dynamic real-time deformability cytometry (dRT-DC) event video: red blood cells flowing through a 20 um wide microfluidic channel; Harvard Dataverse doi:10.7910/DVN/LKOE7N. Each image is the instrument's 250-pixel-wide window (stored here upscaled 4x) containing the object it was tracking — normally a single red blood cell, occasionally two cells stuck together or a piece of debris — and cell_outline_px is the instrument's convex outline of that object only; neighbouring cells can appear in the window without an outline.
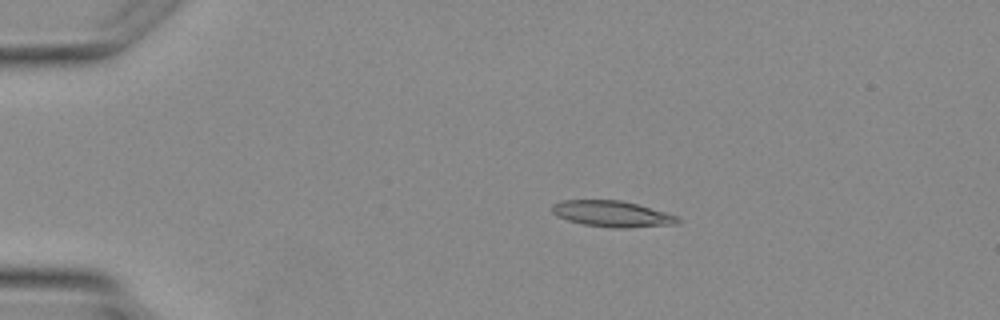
{"species": "Egyptian fruit bat (a non-hibernating species)", "species_latin": "Rousettus aegyptiacus", "temperature_condition": "warm", "stored_images_in_passage": 3, "camera_frame_rate_fps": 3000, "um_per_image_px": 0.085, "animal": {"sex": "female"}, "frame": {"image": 1, "passage_image": 2, "time_ms": 1.0, "image_size_px": [1000, 320], "cell_outline_px": [[680, 220], [676, 224], [624, 228], [612, 228], [580, 224], [556, 216], [552, 212], [552, 204], [560, 200], [620, 200], [636, 204], [664, 212], [676, 216]], "centroid_in_image_um": [51.96, 18.18], "position_along_channel_um": 33.0, "area_um2": 19.02}}